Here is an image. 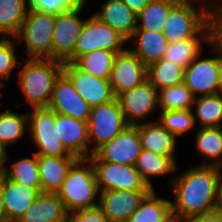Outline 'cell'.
Masks as SVG:
<instances>
[{"instance_id": "d4e9b609", "label": "cell", "mask_w": 222, "mask_h": 222, "mask_svg": "<svg viewBox=\"0 0 222 222\" xmlns=\"http://www.w3.org/2000/svg\"><path fill=\"white\" fill-rule=\"evenodd\" d=\"M135 45L130 49L141 59L146 67L162 59L169 44L162 32L135 30L129 42Z\"/></svg>"}, {"instance_id": "d590c367", "label": "cell", "mask_w": 222, "mask_h": 222, "mask_svg": "<svg viewBox=\"0 0 222 222\" xmlns=\"http://www.w3.org/2000/svg\"><path fill=\"white\" fill-rule=\"evenodd\" d=\"M194 100V95L184 82L159 91L160 111L191 110Z\"/></svg>"}, {"instance_id": "7bdbcfd3", "label": "cell", "mask_w": 222, "mask_h": 222, "mask_svg": "<svg viewBox=\"0 0 222 222\" xmlns=\"http://www.w3.org/2000/svg\"><path fill=\"white\" fill-rule=\"evenodd\" d=\"M136 15L142 11L151 0H122Z\"/></svg>"}, {"instance_id": "4fadbf2b", "label": "cell", "mask_w": 222, "mask_h": 222, "mask_svg": "<svg viewBox=\"0 0 222 222\" xmlns=\"http://www.w3.org/2000/svg\"><path fill=\"white\" fill-rule=\"evenodd\" d=\"M141 151L138 126L128 125L114 139L101 146L89 159L135 165Z\"/></svg>"}, {"instance_id": "83f0119b", "label": "cell", "mask_w": 222, "mask_h": 222, "mask_svg": "<svg viewBox=\"0 0 222 222\" xmlns=\"http://www.w3.org/2000/svg\"><path fill=\"white\" fill-rule=\"evenodd\" d=\"M29 9V0H0V37L15 38Z\"/></svg>"}, {"instance_id": "d6986e66", "label": "cell", "mask_w": 222, "mask_h": 222, "mask_svg": "<svg viewBox=\"0 0 222 222\" xmlns=\"http://www.w3.org/2000/svg\"><path fill=\"white\" fill-rule=\"evenodd\" d=\"M55 126L63 146L77 158L90 157L87 121L55 112Z\"/></svg>"}, {"instance_id": "ac0fdd59", "label": "cell", "mask_w": 222, "mask_h": 222, "mask_svg": "<svg viewBox=\"0 0 222 222\" xmlns=\"http://www.w3.org/2000/svg\"><path fill=\"white\" fill-rule=\"evenodd\" d=\"M151 190H111L100 192L99 206L110 222H127Z\"/></svg>"}, {"instance_id": "9a60e30c", "label": "cell", "mask_w": 222, "mask_h": 222, "mask_svg": "<svg viewBox=\"0 0 222 222\" xmlns=\"http://www.w3.org/2000/svg\"><path fill=\"white\" fill-rule=\"evenodd\" d=\"M218 37V21L215 17L196 37L169 43L162 59L184 69L201 53L203 45L208 47Z\"/></svg>"}, {"instance_id": "4316f807", "label": "cell", "mask_w": 222, "mask_h": 222, "mask_svg": "<svg viewBox=\"0 0 222 222\" xmlns=\"http://www.w3.org/2000/svg\"><path fill=\"white\" fill-rule=\"evenodd\" d=\"M194 139L195 148L204 159L200 165L222 164V127L198 128Z\"/></svg>"}, {"instance_id": "3957f363", "label": "cell", "mask_w": 222, "mask_h": 222, "mask_svg": "<svg viewBox=\"0 0 222 222\" xmlns=\"http://www.w3.org/2000/svg\"><path fill=\"white\" fill-rule=\"evenodd\" d=\"M56 194L67 212L99 205L100 190L92 161L78 158L69 168Z\"/></svg>"}, {"instance_id": "7a4b0ae2", "label": "cell", "mask_w": 222, "mask_h": 222, "mask_svg": "<svg viewBox=\"0 0 222 222\" xmlns=\"http://www.w3.org/2000/svg\"><path fill=\"white\" fill-rule=\"evenodd\" d=\"M22 61L17 75L22 95L31 109L48 107L55 82L63 73L64 62L41 58H22Z\"/></svg>"}, {"instance_id": "b9f144b4", "label": "cell", "mask_w": 222, "mask_h": 222, "mask_svg": "<svg viewBox=\"0 0 222 222\" xmlns=\"http://www.w3.org/2000/svg\"><path fill=\"white\" fill-rule=\"evenodd\" d=\"M193 222H222V209L199 215L192 219Z\"/></svg>"}, {"instance_id": "c3c4849f", "label": "cell", "mask_w": 222, "mask_h": 222, "mask_svg": "<svg viewBox=\"0 0 222 222\" xmlns=\"http://www.w3.org/2000/svg\"><path fill=\"white\" fill-rule=\"evenodd\" d=\"M216 18L218 21V38L222 41V12Z\"/></svg>"}, {"instance_id": "5b68a950", "label": "cell", "mask_w": 222, "mask_h": 222, "mask_svg": "<svg viewBox=\"0 0 222 222\" xmlns=\"http://www.w3.org/2000/svg\"><path fill=\"white\" fill-rule=\"evenodd\" d=\"M210 46L215 56L202 58L201 53L184 69V84L195 98L221 92L222 41L217 37Z\"/></svg>"}, {"instance_id": "6da1fadb", "label": "cell", "mask_w": 222, "mask_h": 222, "mask_svg": "<svg viewBox=\"0 0 222 222\" xmlns=\"http://www.w3.org/2000/svg\"><path fill=\"white\" fill-rule=\"evenodd\" d=\"M172 212L188 220L219 209L218 171L215 165H194L169 178Z\"/></svg>"}, {"instance_id": "7c38bea8", "label": "cell", "mask_w": 222, "mask_h": 222, "mask_svg": "<svg viewBox=\"0 0 222 222\" xmlns=\"http://www.w3.org/2000/svg\"><path fill=\"white\" fill-rule=\"evenodd\" d=\"M65 11L56 15L52 33V59L66 62L73 54L86 18L83 9Z\"/></svg>"}, {"instance_id": "836d02e7", "label": "cell", "mask_w": 222, "mask_h": 222, "mask_svg": "<svg viewBox=\"0 0 222 222\" xmlns=\"http://www.w3.org/2000/svg\"><path fill=\"white\" fill-rule=\"evenodd\" d=\"M178 0H151L147 6L137 14V29L162 32L169 9Z\"/></svg>"}, {"instance_id": "8fae6325", "label": "cell", "mask_w": 222, "mask_h": 222, "mask_svg": "<svg viewBox=\"0 0 222 222\" xmlns=\"http://www.w3.org/2000/svg\"><path fill=\"white\" fill-rule=\"evenodd\" d=\"M100 192L111 190H152L134 165L92 161Z\"/></svg>"}, {"instance_id": "e575fe53", "label": "cell", "mask_w": 222, "mask_h": 222, "mask_svg": "<svg viewBox=\"0 0 222 222\" xmlns=\"http://www.w3.org/2000/svg\"><path fill=\"white\" fill-rule=\"evenodd\" d=\"M147 80L160 91L184 82V68L160 59L147 67Z\"/></svg>"}, {"instance_id": "5bb4252c", "label": "cell", "mask_w": 222, "mask_h": 222, "mask_svg": "<svg viewBox=\"0 0 222 222\" xmlns=\"http://www.w3.org/2000/svg\"><path fill=\"white\" fill-rule=\"evenodd\" d=\"M111 90L115 97L131 90L147 80V67L130 49L118 52L109 76Z\"/></svg>"}, {"instance_id": "8992f818", "label": "cell", "mask_w": 222, "mask_h": 222, "mask_svg": "<svg viewBox=\"0 0 222 222\" xmlns=\"http://www.w3.org/2000/svg\"><path fill=\"white\" fill-rule=\"evenodd\" d=\"M55 21L54 14L29 9L15 37L18 44H25V52L29 58L52 59V33Z\"/></svg>"}, {"instance_id": "ba28073f", "label": "cell", "mask_w": 222, "mask_h": 222, "mask_svg": "<svg viewBox=\"0 0 222 222\" xmlns=\"http://www.w3.org/2000/svg\"><path fill=\"white\" fill-rule=\"evenodd\" d=\"M28 133L37 147L36 155L75 156L62 144L55 126V111L46 108H34L28 112Z\"/></svg>"}, {"instance_id": "ee69618b", "label": "cell", "mask_w": 222, "mask_h": 222, "mask_svg": "<svg viewBox=\"0 0 222 222\" xmlns=\"http://www.w3.org/2000/svg\"><path fill=\"white\" fill-rule=\"evenodd\" d=\"M8 149H5L1 144H0V173H3L5 170V165L8 163L9 157L8 154Z\"/></svg>"}, {"instance_id": "d6a6232c", "label": "cell", "mask_w": 222, "mask_h": 222, "mask_svg": "<svg viewBox=\"0 0 222 222\" xmlns=\"http://www.w3.org/2000/svg\"><path fill=\"white\" fill-rule=\"evenodd\" d=\"M117 53L106 49H96L80 56L74 64L94 77L109 79Z\"/></svg>"}, {"instance_id": "e0dca14e", "label": "cell", "mask_w": 222, "mask_h": 222, "mask_svg": "<svg viewBox=\"0 0 222 222\" xmlns=\"http://www.w3.org/2000/svg\"><path fill=\"white\" fill-rule=\"evenodd\" d=\"M48 108L75 119L88 121L92 107L76 91L70 79L62 73L55 82Z\"/></svg>"}, {"instance_id": "f1b7e54d", "label": "cell", "mask_w": 222, "mask_h": 222, "mask_svg": "<svg viewBox=\"0 0 222 222\" xmlns=\"http://www.w3.org/2000/svg\"><path fill=\"white\" fill-rule=\"evenodd\" d=\"M171 212V200L158 196L156 189H152L127 222H162Z\"/></svg>"}, {"instance_id": "1f68e13d", "label": "cell", "mask_w": 222, "mask_h": 222, "mask_svg": "<svg viewBox=\"0 0 222 222\" xmlns=\"http://www.w3.org/2000/svg\"><path fill=\"white\" fill-rule=\"evenodd\" d=\"M25 133H28L27 112L14 113L12 108L0 111V144L5 149L19 142L26 135Z\"/></svg>"}, {"instance_id": "2e32d148", "label": "cell", "mask_w": 222, "mask_h": 222, "mask_svg": "<svg viewBox=\"0 0 222 222\" xmlns=\"http://www.w3.org/2000/svg\"><path fill=\"white\" fill-rule=\"evenodd\" d=\"M63 73L91 107L108 103L115 98L108 79L97 78L85 73L74 63L68 61L63 64Z\"/></svg>"}, {"instance_id": "cb8c5ba5", "label": "cell", "mask_w": 222, "mask_h": 222, "mask_svg": "<svg viewBox=\"0 0 222 222\" xmlns=\"http://www.w3.org/2000/svg\"><path fill=\"white\" fill-rule=\"evenodd\" d=\"M67 213L56 193L41 192L17 222H66Z\"/></svg>"}, {"instance_id": "4dcf8cb0", "label": "cell", "mask_w": 222, "mask_h": 222, "mask_svg": "<svg viewBox=\"0 0 222 222\" xmlns=\"http://www.w3.org/2000/svg\"><path fill=\"white\" fill-rule=\"evenodd\" d=\"M10 165H6L3 174L11 181L36 188L41 193V183L37 155L33 152L32 157L17 158Z\"/></svg>"}, {"instance_id": "f35d334b", "label": "cell", "mask_w": 222, "mask_h": 222, "mask_svg": "<svg viewBox=\"0 0 222 222\" xmlns=\"http://www.w3.org/2000/svg\"><path fill=\"white\" fill-rule=\"evenodd\" d=\"M86 0H29V8L43 13L60 14L85 7Z\"/></svg>"}, {"instance_id": "f6af8a7d", "label": "cell", "mask_w": 222, "mask_h": 222, "mask_svg": "<svg viewBox=\"0 0 222 222\" xmlns=\"http://www.w3.org/2000/svg\"><path fill=\"white\" fill-rule=\"evenodd\" d=\"M218 171V207L222 209V164L217 166Z\"/></svg>"}, {"instance_id": "60d3db41", "label": "cell", "mask_w": 222, "mask_h": 222, "mask_svg": "<svg viewBox=\"0 0 222 222\" xmlns=\"http://www.w3.org/2000/svg\"><path fill=\"white\" fill-rule=\"evenodd\" d=\"M195 3L203 6L213 17H217L222 12V0L217 2L218 0H193ZM213 1V2H212ZM218 4H217V3Z\"/></svg>"}, {"instance_id": "484cf974", "label": "cell", "mask_w": 222, "mask_h": 222, "mask_svg": "<svg viewBox=\"0 0 222 222\" xmlns=\"http://www.w3.org/2000/svg\"><path fill=\"white\" fill-rule=\"evenodd\" d=\"M176 157L155 154L142 149L136 160L135 167L147 185L154 189L151 176H167L176 173L179 169Z\"/></svg>"}, {"instance_id": "9c48e42d", "label": "cell", "mask_w": 222, "mask_h": 222, "mask_svg": "<svg viewBox=\"0 0 222 222\" xmlns=\"http://www.w3.org/2000/svg\"><path fill=\"white\" fill-rule=\"evenodd\" d=\"M129 42L109 25L102 23L94 14L86 18L78 37L74 54L67 60L74 63L80 56L96 49L122 52Z\"/></svg>"}, {"instance_id": "f546056e", "label": "cell", "mask_w": 222, "mask_h": 222, "mask_svg": "<svg viewBox=\"0 0 222 222\" xmlns=\"http://www.w3.org/2000/svg\"><path fill=\"white\" fill-rule=\"evenodd\" d=\"M192 110L199 128L222 127V93L195 98ZM198 122V123H197Z\"/></svg>"}, {"instance_id": "52a82bcc", "label": "cell", "mask_w": 222, "mask_h": 222, "mask_svg": "<svg viewBox=\"0 0 222 222\" xmlns=\"http://www.w3.org/2000/svg\"><path fill=\"white\" fill-rule=\"evenodd\" d=\"M87 124L90 156L128 126L116 97L108 103L92 107Z\"/></svg>"}, {"instance_id": "681fc988", "label": "cell", "mask_w": 222, "mask_h": 222, "mask_svg": "<svg viewBox=\"0 0 222 222\" xmlns=\"http://www.w3.org/2000/svg\"><path fill=\"white\" fill-rule=\"evenodd\" d=\"M221 93H222V76H221Z\"/></svg>"}, {"instance_id": "74e56055", "label": "cell", "mask_w": 222, "mask_h": 222, "mask_svg": "<svg viewBox=\"0 0 222 222\" xmlns=\"http://www.w3.org/2000/svg\"><path fill=\"white\" fill-rule=\"evenodd\" d=\"M13 40L15 38H2L0 37V90L6 86L11 76L13 69L19 67V56L16 55V47L18 43Z\"/></svg>"}, {"instance_id": "bcb514c9", "label": "cell", "mask_w": 222, "mask_h": 222, "mask_svg": "<svg viewBox=\"0 0 222 222\" xmlns=\"http://www.w3.org/2000/svg\"><path fill=\"white\" fill-rule=\"evenodd\" d=\"M189 220L171 212L162 222H188Z\"/></svg>"}, {"instance_id": "30bf717a", "label": "cell", "mask_w": 222, "mask_h": 222, "mask_svg": "<svg viewBox=\"0 0 222 222\" xmlns=\"http://www.w3.org/2000/svg\"><path fill=\"white\" fill-rule=\"evenodd\" d=\"M128 125L142 124L159 107V91L148 81L131 90L120 93L117 97Z\"/></svg>"}, {"instance_id": "277c9868", "label": "cell", "mask_w": 222, "mask_h": 222, "mask_svg": "<svg viewBox=\"0 0 222 222\" xmlns=\"http://www.w3.org/2000/svg\"><path fill=\"white\" fill-rule=\"evenodd\" d=\"M214 18L193 0H178L169 9L162 34L169 43L196 37Z\"/></svg>"}, {"instance_id": "7402d4cb", "label": "cell", "mask_w": 222, "mask_h": 222, "mask_svg": "<svg viewBox=\"0 0 222 222\" xmlns=\"http://www.w3.org/2000/svg\"><path fill=\"white\" fill-rule=\"evenodd\" d=\"M138 126V133L142 149L152 151L158 155L175 157L177 140L158 120L143 122Z\"/></svg>"}, {"instance_id": "ffe728a7", "label": "cell", "mask_w": 222, "mask_h": 222, "mask_svg": "<svg viewBox=\"0 0 222 222\" xmlns=\"http://www.w3.org/2000/svg\"><path fill=\"white\" fill-rule=\"evenodd\" d=\"M0 186L8 222H17L40 192L36 188L15 183L0 173Z\"/></svg>"}, {"instance_id": "7dc6e473", "label": "cell", "mask_w": 222, "mask_h": 222, "mask_svg": "<svg viewBox=\"0 0 222 222\" xmlns=\"http://www.w3.org/2000/svg\"><path fill=\"white\" fill-rule=\"evenodd\" d=\"M0 222H8L4 203H3V195H2L1 186H0Z\"/></svg>"}, {"instance_id": "ab89813d", "label": "cell", "mask_w": 222, "mask_h": 222, "mask_svg": "<svg viewBox=\"0 0 222 222\" xmlns=\"http://www.w3.org/2000/svg\"><path fill=\"white\" fill-rule=\"evenodd\" d=\"M66 222H110L102 208L97 205L91 208L78 209L67 213Z\"/></svg>"}, {"instance_id": "44dd1931", "label": "cell", "mask_w": 222, "mask_h": 222, "mask_svg": "<svg viewBox=\"0 0 222 222\" xmlns=\"http://www.w3.org/2000/svg\"><path fill=\"white\" fill-rule=\"evenodd\" d=\"M94 15L109 25L128 42L137 29V15L122 0H107Z\"/></svg>"}, {"instance_id": "8d00e7d4", "label": "cell", "mask_w": 222, "mask_h": 222, "mask_svg": "<svg viewBox=\"0 0 222 222\" xmlns=\"http://www.w3.org/2000/svg\"><path fill=\"white\" fill-rule=\"evenodd\" d=\"M164 128L177 138L195 128L193 110L160 111L157 119Z\"/></svg>"}, {"instance_id": "603a6c76", "label": "cell", "mask_w": 222, "mask_h": 222, "mask_svg": "<svg viewBox=\"0 0 222 222\" xmlns=\"http://www.w3.org/2000/svg\"><path fill=\"white\" fill-rule=\"evenodd\" d=\"M77 159L76 156L37 155L41 192L57 193L65 180L69 168Z\"/></svg>"}]
</instances>
